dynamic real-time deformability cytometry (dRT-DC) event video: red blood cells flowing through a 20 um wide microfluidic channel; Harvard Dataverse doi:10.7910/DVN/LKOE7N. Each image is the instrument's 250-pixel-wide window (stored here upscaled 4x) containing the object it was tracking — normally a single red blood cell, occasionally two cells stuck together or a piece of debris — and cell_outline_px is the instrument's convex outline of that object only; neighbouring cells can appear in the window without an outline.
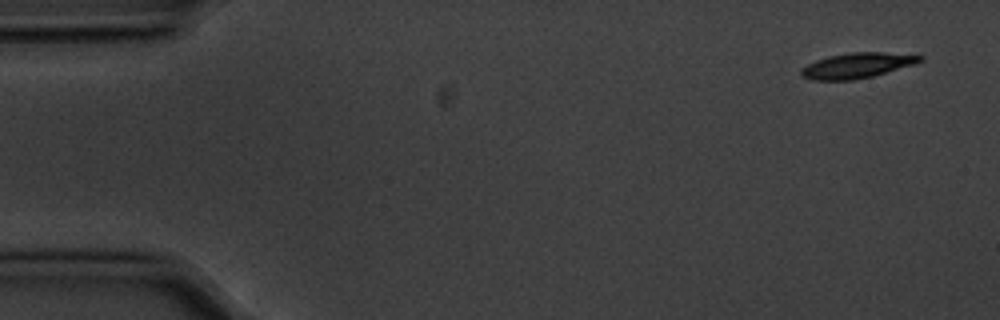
{"species": "common noctule bat (a hibernating species)", "species_latin": "Nyctalus noctula", "temperature_condition": "cold", "stored_images_in_passage": 9, "camera_frame_rate_fps": 3000, "um_per_image_px": 0.085, "animal": {"sex": "male", "body_mass_g": 20.1, "forearm_length_mm": 53.5}, "frame": {"image": 1, "passage_image": 1, "time_ms": 0.0, "image_size_px": [1000, 320], "cell_outline_px": [[924, 60], [916, 64], [872, 76], [852, 80], [812, 80], [800, 76], [800, 68], [816, 60], [828, 56], [852, 52], [884, 52], [924, 56]], "centroid_in_image_um": [72.84, 5.56], "position_along_channel_um": 12.2, "area_um2": 17.57}}
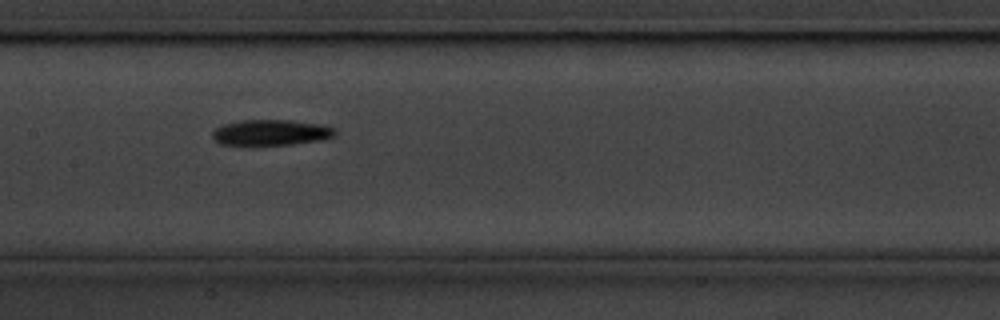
{"frame": {"image": 2, "passage_image": 8, "time_ms": 2.333, "image_size_px": [1000, 320], "cell_outline_px": [[336, 136], [320, 140], [292, 144], [252, 148], [220, 144], [212, 136], [212, 132], [216, 128], [224, 124], [240, 120], [292, 120], [320, 124], [336, 128]], "centroid_in_image_um": [23.0, 11.31], "position_along_channel_um": 184.4, "area_um2": 19.25}}